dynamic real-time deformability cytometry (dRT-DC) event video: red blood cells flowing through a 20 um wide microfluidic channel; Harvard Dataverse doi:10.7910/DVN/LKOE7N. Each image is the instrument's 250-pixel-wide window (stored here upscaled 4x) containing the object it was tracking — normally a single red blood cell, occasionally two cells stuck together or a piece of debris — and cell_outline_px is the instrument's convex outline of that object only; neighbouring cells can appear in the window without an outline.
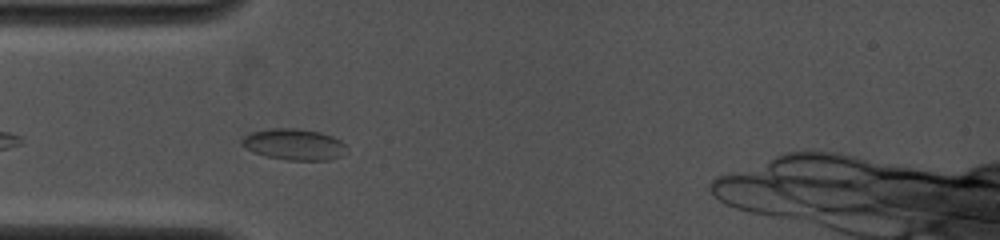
{"species": "common noctule bat (a hibernating species)", "species_latin": "Nyctalus noctula", "temperature_condition": "cold", "stored_images_in_passage": 30, "camera_frame_rate_fps": 4000, "um_per_image_px": 0.085, "animal": {"sex": "female", "body_mass_g": 19.0, "forearm_length_mm": 53.3}, "frame": {"image": 1, "passage_image": 5, "time_ms": 1.0, "image_size_px": [1000, 240], "cell_outline_px": [[348, 152], [340, 156], [328, 160], [288, 160], [268, 156], [256, 152], [240, 144], [240, 140], [244, 136], [252, 132], [272, 128], [300, 128], [320, 132], [332, 136], [340, 140], [348, 148]], "centroid_in_image_um": [25.04, 12.26], "position_along_channel_um": 60.0, "area_um2": 19.02}}
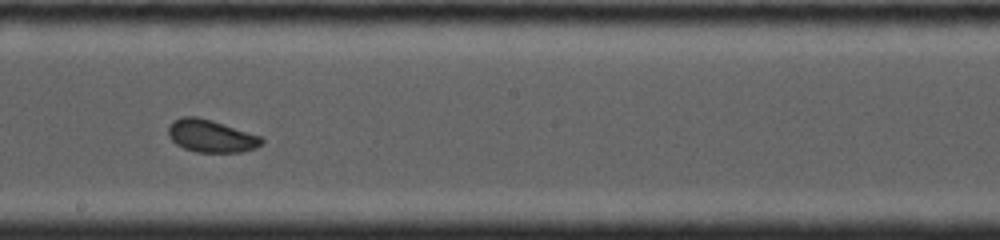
{"frame": {"image": 2, "passage_image": 19, "time_ms": 5.25, "image_size_px": [1000, 240], "cell_outline_px": [[264, 140], [256, 148], [240, 152], [196, 152], [184, 148], [176, 144], [168, 136], [168, 128], [172, 120], [184, 116], [196, 116], [212, 120], [260, 136]], "centroid_in_image_um": [17.9, 11.55], "position_along_channel_um": 230.3, "area_um2": 17.63}}
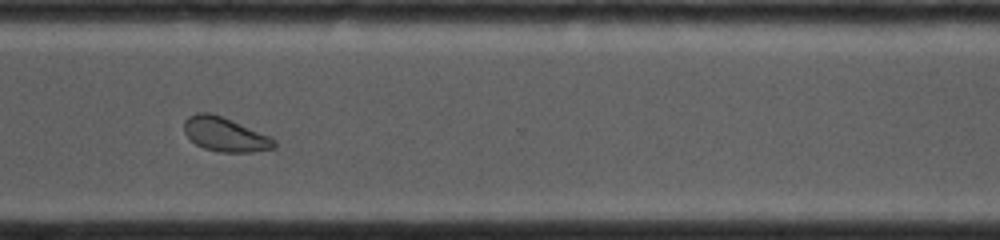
{"frame": {"image": 3, "passage_image": 24, "time_ms": 8.25, "image_size_px": [1000, 240], "cell_outline_px": [[276, 148], [252, 152], [220, 152], [204, 148], [196, 144], [184, 132], [184, 120], [188, 116], [196, 112], [212, 112], [272, 136], [276, 140]], "centroid_in_image_um": [19.16, 11.41], "position_along_channel_um": 351.4, "area_um2": 18.21}, "authors_computed_cell_mechanics": {"area_um2": 17.6868, "velocity_mm_per_s": 4.0359, "shape_relaxation_time_tau1_ms": null, "shape_relaxation_time_tau2_ms": 1.0439, "deformation_change_tau1": null, "deformation_change_tau2": 0.0541}}